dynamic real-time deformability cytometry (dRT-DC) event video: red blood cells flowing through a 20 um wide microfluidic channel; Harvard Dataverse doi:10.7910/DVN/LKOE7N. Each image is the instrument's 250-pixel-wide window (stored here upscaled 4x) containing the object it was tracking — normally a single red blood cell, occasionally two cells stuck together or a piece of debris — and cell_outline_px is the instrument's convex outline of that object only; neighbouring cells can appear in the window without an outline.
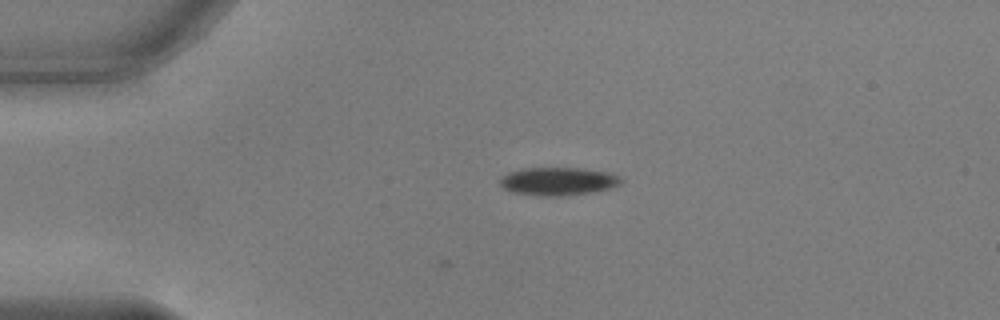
{"species": "common noctule bat (a hibernating species)", "species_latin": "Nyctalus noctula", "temperature_condition": "warm", "stored_images_in_passage": 2, "camera_frame_rate_fps": 3000, "um_per_image_px": 0.085, "animal": {"sex": "male", "body_mass_g": 17.9, "forearm_length_mm": 54.2}, "frame": {"image": 1, "passage_image": 2, "time_ms": 0.333, "image_size_px": [1000, 320], "cell_outline_px": [[624, 180], [620, 184], [612, 188], [592, 192], [560, 196], [540, 196], [512, 192], [504, 188], [500, 184], [500, 180], [508, 172], [524, 168], [584, 168], [608, 172], [620, 176]], "centroid_in_image_um": [47.48, 15.41], "position_along_channel_um": 37.5, "area_um2": 19.88}}